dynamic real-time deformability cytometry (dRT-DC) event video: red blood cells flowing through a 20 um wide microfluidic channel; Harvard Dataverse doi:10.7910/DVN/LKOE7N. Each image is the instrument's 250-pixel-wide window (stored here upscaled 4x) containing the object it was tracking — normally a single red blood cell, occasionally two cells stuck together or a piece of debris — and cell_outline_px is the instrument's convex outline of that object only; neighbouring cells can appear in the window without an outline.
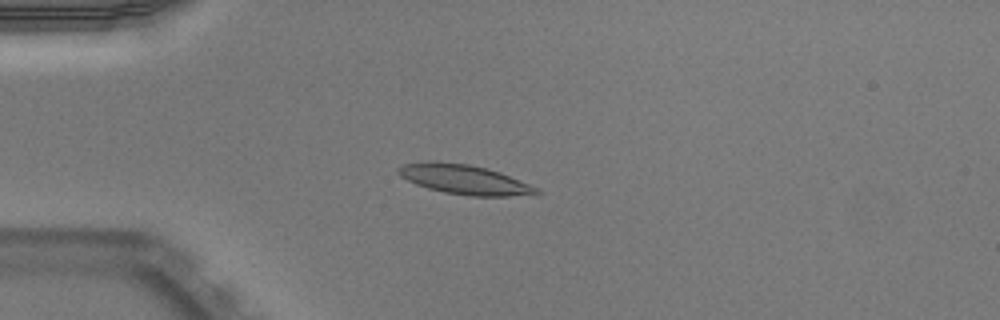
{"species": "Egyptian fruit bat (a non-hibernating species)", "species_latin": "Rousettus aegyptiacus", "temperature_condition": "warm", "stored_images_in_passage": 52, "camera_frame_rate_fps": 3000, "um_per_image_px": 0.085, "animal": {"sex": "male"}, "frame": {"image": 1, "passage_image": 14, "time_ms": 4.333, "image_size_px": [1000, 320], "cell_outline_px": [[544, 192], [508, 196], [468, 196], [444, 192], [428, 188], [416, 184], [400, 176], [396, 172], [396, 168], [400, 164], [428, 160], [436, 160], [468, 164], [500, 172], [528, 184]], "centroid_in_image_um": [39.35, 15.23], "position_along_channel_um": 45.6, "area_um2": 23.81}}
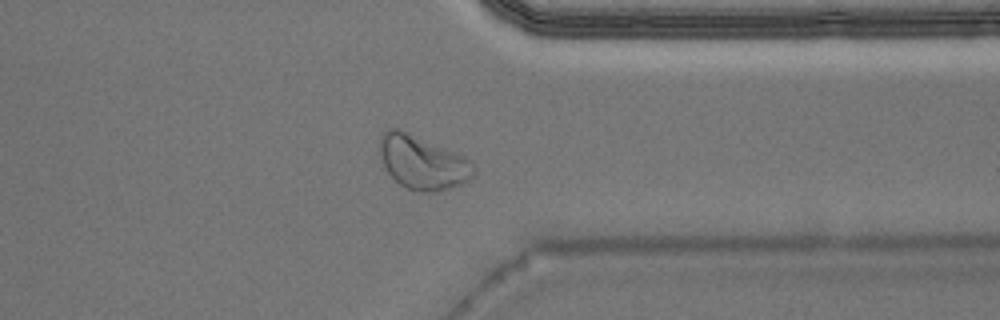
{"frame": {"image": 2, "passage_image": 41, "time_ms": 13.333, "image_size_px": [1000, 320], "cell_outline_px": [[476, 172], [468, 180], [460, 184], [436, 192], [416, 192], [400, 184], [388, 172], [376, 152], [380, 136], [388, 128], [400, 128], [464, 156], [476, 168]], "centroid_in_image_um": [35.86, 13.78], "position_along_channel_um": 375.5, "area_um2": 29.65}}
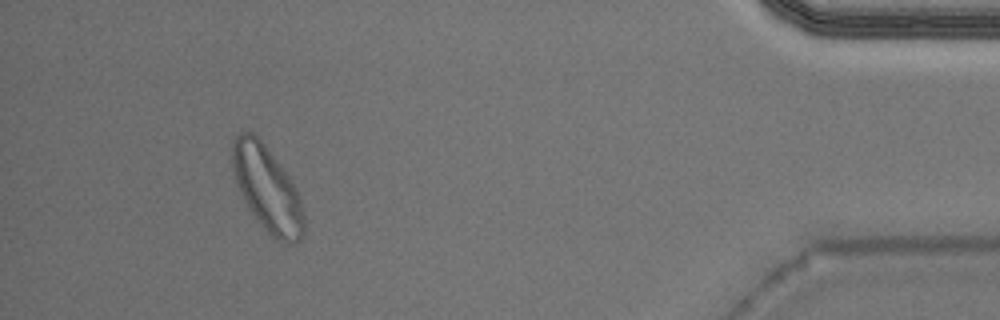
{"frame": {"image": 3, "passage_image": 48, "time_ms": 15.667, "image_size_px": [1000, 320], "cell_outline_px": [[304, 236], [296, 244], [284, 244], [276, 240], [264, 228], [248, 208], [240, 192], [232, 168], [232, 140], [236, 132], [252, 132], [264, 144], [288, 176], [296, 188], [300, 200], [304, 216]], "centroid_in_image_um": [22.71, 16.08], "position_along_channel_um": 412.5, "area_um2": 35.43}, "authors_computed_cell_mechanics": {"area_um2": 23.0044, "velocity_mm_per_s": 3.9302, "shape_relaxation_time_tau1_ms": 4.4782, "shape_relaxation_time_tau2_ms": 2.2348, "deformation_change_tau1": 0.1762, "deformation_change_tau2": 0.1057}}